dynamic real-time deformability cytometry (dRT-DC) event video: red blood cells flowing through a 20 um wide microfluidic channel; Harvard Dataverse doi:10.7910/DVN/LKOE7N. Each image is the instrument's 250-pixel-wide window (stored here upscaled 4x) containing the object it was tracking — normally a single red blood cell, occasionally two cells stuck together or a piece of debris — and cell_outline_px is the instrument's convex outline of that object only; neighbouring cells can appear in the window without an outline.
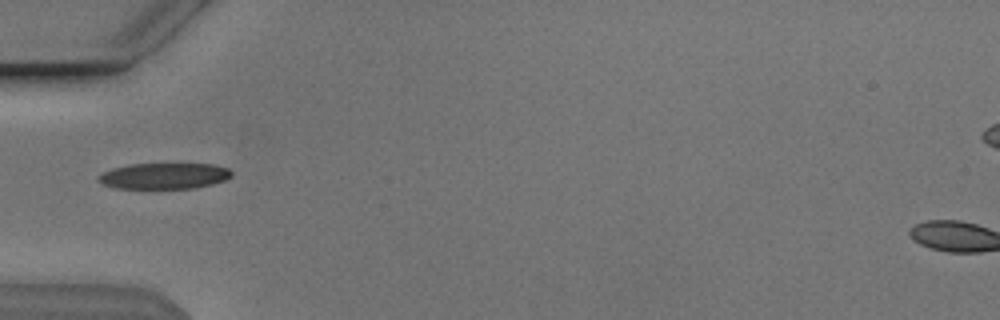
{"species": "Egyptian fruit bat (a non-hibernating species)", "species_latin": "Rousettus aegyptiacus", "temperature_condition": "cold", "stored_images_in_passage": 36, "camera_frame_rate_fps": 3000, "um_per_image_px": 0.085, "animal": {"sex": "male"}, "frame": {"image": 1, "passage_image": 1, "time_ms": 0.0, "image_size_px": [1000, 320], "cell_outline_px": [[232, 176], [224, 180], [212, 184], [192, 188], [116, 188], [104, 184], [96, 180], [96, 176], [112, 168], [128, 164], [212, 164], [228, 168], [232, 172]], "centroid_in_image_um": [13.93, 14.95], "position_along_channel_um": 71.1, "area_um2": 20.11}}
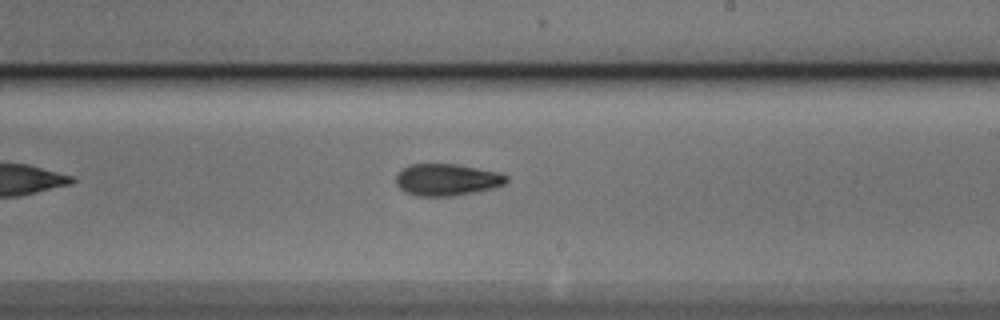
{"frame": {"image": 2, "passage_image": 15, "time_ms": 4.667, "image_size_px": [1000, 320], "cell_outline_px": [[508, 180], [504, 184], [496, 188], [452, 196], [416, 196], [404, 192], [396, 184], [396, 176], [408, 164], [456, 164], [496, 172], [508, 176]], "centroid_in_image_um": [37.97, 15.28], "position_along_channel_um": 251.0, "area_um2": 20.46}}
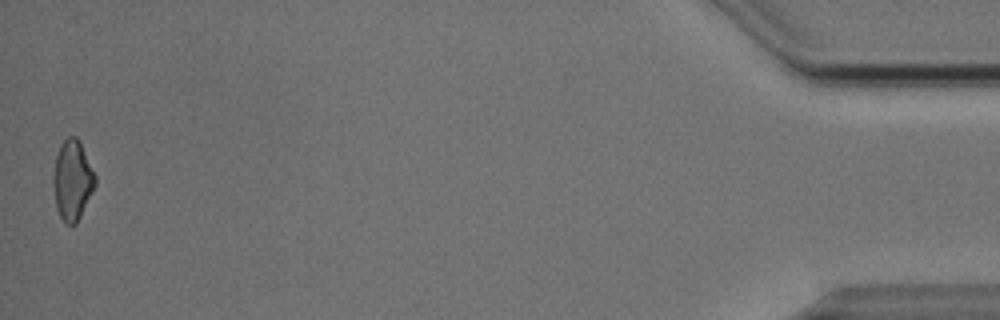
{"frame": {"image": 3, "passage_image": 36, "time_ms": 11.667, "image_size_px": [1000, 320], "cell_outline_px": [[96, 184], [76, 224], [64, 224], [56, 208], [52, 180], [56, 156], [60, 144], [68, 136], [76, 136], [80, 140], [96, 176]], "centroid_in_image_um": [6.15, 15.3], "position_along_channel_um": 429.1, "area_um2": 19.59}, "authors_computed_cell_mechanics": {"area_um2": 19.8832, "velocity_mm_per_s": 3.8514, "shape_relaxation_time_tau1_ms": 5.3867, "shape_relaxation_time_tau2_ms": 6.8579, "deformation_change_tau1": 0.1451, "deformation_change_tau2": 0.1483}}